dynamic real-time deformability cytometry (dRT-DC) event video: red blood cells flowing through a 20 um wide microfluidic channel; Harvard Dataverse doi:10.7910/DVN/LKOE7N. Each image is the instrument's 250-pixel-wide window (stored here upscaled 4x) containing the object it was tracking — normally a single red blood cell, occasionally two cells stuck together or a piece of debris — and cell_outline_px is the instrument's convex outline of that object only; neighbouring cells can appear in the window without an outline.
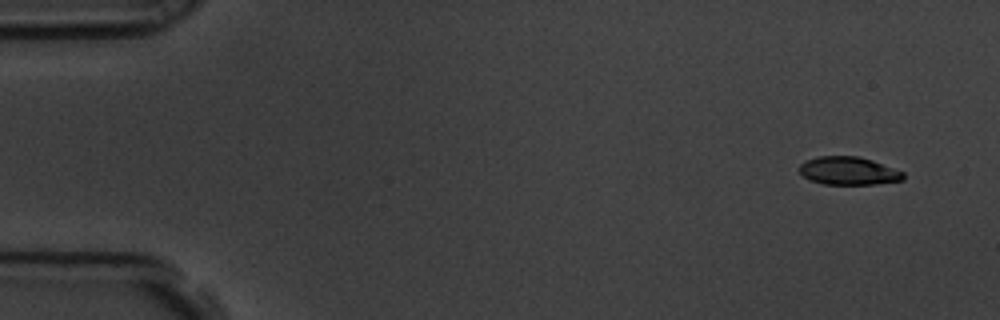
{"species": "common noctule bat (a hibernating species)", "species_latin": "Nyctalus noctula", "temperature_condition": "room temperature", "stored_images_in_passage": 5, "camera_frame_rate_fps": 3000, "um_per_image_px": 0.085, "animal": {"sex": "male", "body_mass_g": 19.5, "forearm_length_mm": 54.6}, "frame": {"image": 1, "passage_image": 1, "time_ms": 0.0, "image_size_px": [1000, 320], "cell_outline_px": [[904, 180], [876, 184], [824, 184], [808, 180], [800, 172], [800, 164], [816, 156], [860, 156], [872, 160], [904, 172]], "centroid_in_image_um": [72.13, 14.52], "position_along_channel_um": 12.9, "area_um2": 16.99}}
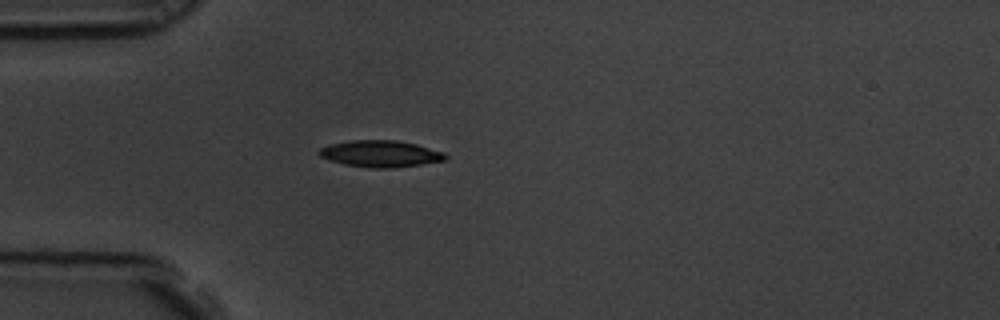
{"frame": {"image": 2, "passage_image": 4, "time_ms": 1.0, "image_size_px": [1000, 320], "cell_outline_px": [[448, 156], [444, 160], [396, 168], [372, 168], [344, 164], [328, 160], [320, 156], [316, 152], [320, 148], [328, 144], [352, 140], [396, 140], [416, 144], [444, 152]], "centroid_in_image_um": [32.3, 13.06], "position_along_channel_um": 52.7, "area_um2": 19.65}}